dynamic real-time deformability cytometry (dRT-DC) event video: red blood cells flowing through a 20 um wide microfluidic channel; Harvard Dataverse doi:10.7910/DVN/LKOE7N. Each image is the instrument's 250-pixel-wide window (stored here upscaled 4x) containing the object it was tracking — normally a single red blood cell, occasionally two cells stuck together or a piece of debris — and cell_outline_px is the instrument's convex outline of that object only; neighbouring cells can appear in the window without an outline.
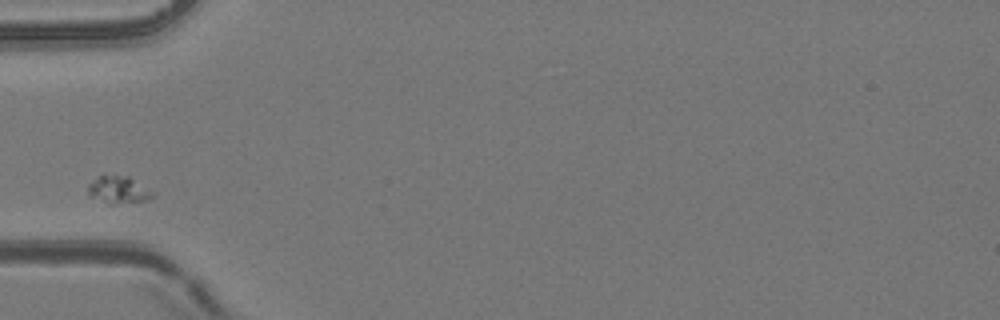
{"species": "common noctule bat (a hibernating species)", "species_latin": "Nyctalus noctula", "temperature_condition": "room temperature", "stored_images_in_passage": 6, "camera_frame_rate_fps": 3000, "um_per_image_px": 0.085, "animal": {"sex": "female", "body_mass_g": 24.6, "forearm_length_mm": 56.2}, "frame": {"image": 1, "passage_image": 2, "time_ms": 0.333, "image_size_px": [1000, 320], "cell_outline_px": [[156, 196], [148, 200], [112, 204], [108, 204], [88, 196], [88, 184], [104, 172], [128, 176], [156, 192]], "centroid_in_image_um": [10.07, 16.1], "position_along_channel_um": 74.9, "area_um2": 10.81}}